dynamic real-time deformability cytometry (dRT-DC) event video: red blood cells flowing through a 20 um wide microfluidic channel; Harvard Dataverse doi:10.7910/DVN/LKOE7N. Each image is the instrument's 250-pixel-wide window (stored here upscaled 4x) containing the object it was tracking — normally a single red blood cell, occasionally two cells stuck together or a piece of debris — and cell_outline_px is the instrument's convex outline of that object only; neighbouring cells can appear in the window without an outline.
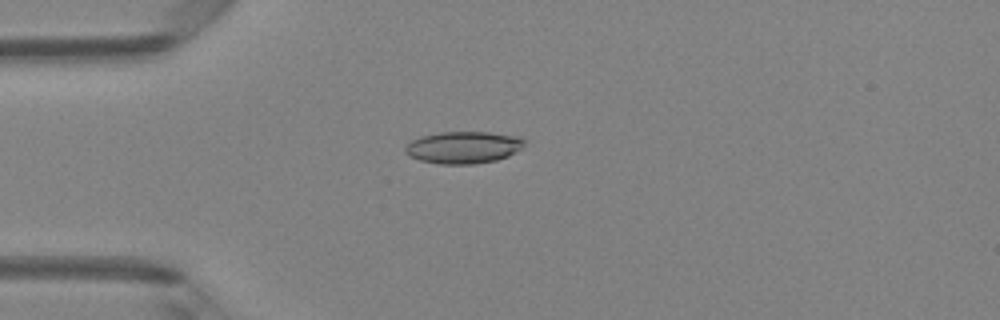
{"species": "Egyptian fruit bat (a non-hibernating species)", "species_latin": "Rousettus aegyptiacus", "temperature_condition": "room temperature", "stored_images_in_passage": 48, "camera_frame_rate_fps": 3000, "um_per_image_px": 0.085, "animal": {"sex": "female"}, "frame": {"image": 1, "passage_image": 13, "time_ms": 4.0, "image_size_px": [1000, 320], "cell_outline_px": [[524, 144], [516, 152], [508, 156], [496, 160], [472, 164], [440, 164], [420, 160], [408, 156], [404, 152], [404, 148], [412, 140], [420, 136], [440, 132], [488, 132], [520, 136], [524, 140]], "centroid_in_image_um": [39.37, 12.52], "position_along_channel_um": 45.6, "area_um2": 22.31}}
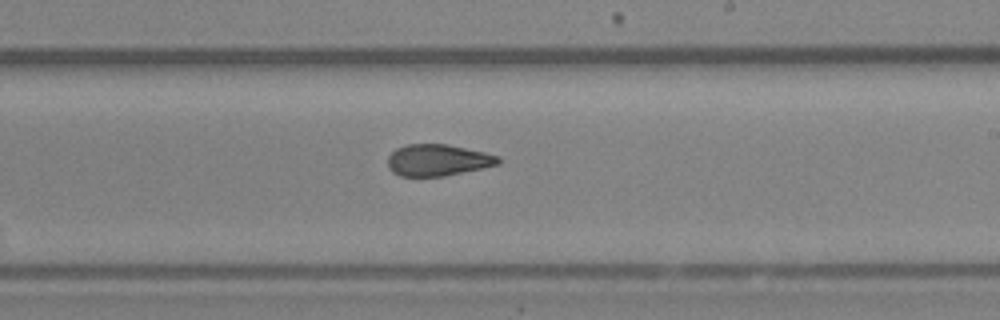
{"frame": {"image": 2, "passage_image": 29, "time_ms": 9.333, "image_size_px": [1000, 320], "cell_outline_px": [[500, 164], [484, 168], [444, 176], [400, 176], [392, 172], [388, 168], [388, 156], [396, 148], [408, 144], [448, 144], [484, 152], [500, 156]], "centroid_in_image_um": [37.22, 13.61], "position_along_channel_um": 251.8, "area_um2": 20.46}}
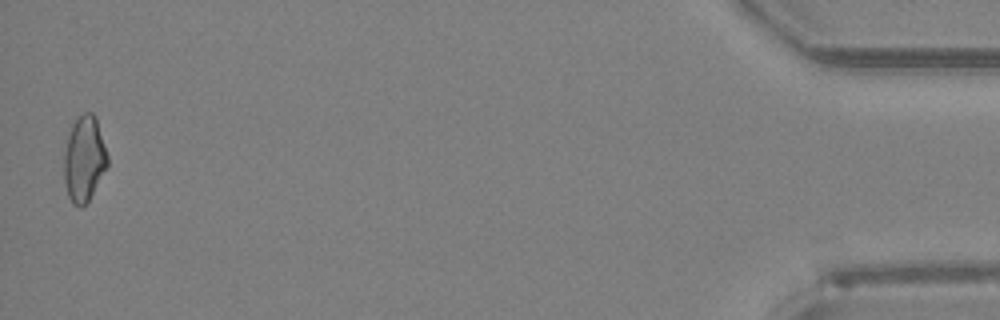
{"frame": {"image": 3, "passage_image": 48, "time_ms": 15.667, "image_size_px": [1000, 320], "cell_outline_px": [[108, 168], [88, 200], [80, 208], [72, 204], [68, 196], [64, 180], [64, 152], [68, 136], [72, 124], [76, 116], [84, 112], [92, 112], [96, 116], [108, 156]], "centroid_in_image_um": [7.16, 13.49], "position_along_channel_um": 428.0, "area_um2": 21.96}, "authors_computed_cell_mechanics": {"area_um2": 21.4149, "velocity_mm_per_s": 4.2055, "shape_relaxation_time_tau1_ms": null, "shape_relaxation_time_tau2_ms": 2.2038, "deformation_change_tau1": null, "deformation_change_tau2": 0.0878}}